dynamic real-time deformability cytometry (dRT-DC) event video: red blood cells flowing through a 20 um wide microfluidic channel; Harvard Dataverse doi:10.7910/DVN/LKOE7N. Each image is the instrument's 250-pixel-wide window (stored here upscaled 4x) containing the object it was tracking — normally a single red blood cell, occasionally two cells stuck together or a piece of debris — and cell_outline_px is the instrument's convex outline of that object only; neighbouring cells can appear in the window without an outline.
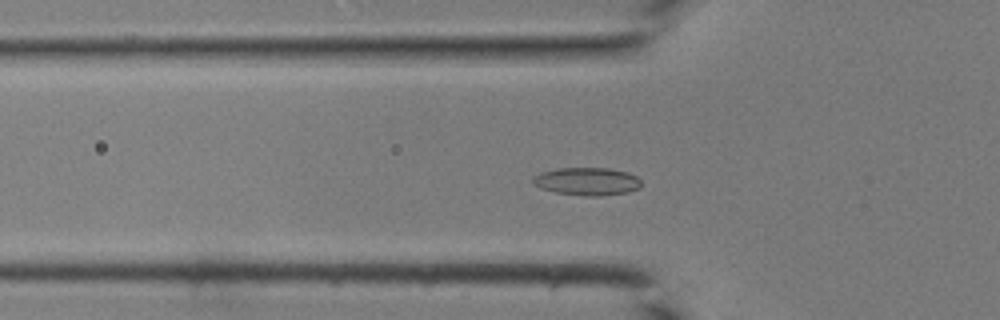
{"species": "common noctule bat (a hibernating species)", "species_latin": "Nyctalus noctula", "temperature_condition": "room temperature", "stored_images_in_passage": 40, "camera_frame_rate_fps": 3000, "um_per_image_px": 0.085, "animal": {"sex": "male", "body_mass_g": 19.0, "forearm_length_mm": 50.8}, "frame": {"image": 1, "passage_image": 12, "time_ms": 3.667, "image_size_px": [1000, 320], "cell_outline_px": [[640, 188], [628, 192], [600, 196], [584, 196], [556, 192], [540, 188], [532, 184], [532, 176], [540, 172], [556, 168], [608, 168], [628, 172], [636, 176], [640, 180]], "centroid_in_image_um": [49.86, 15.41], "position_along_channel_um": 75.9, "area_um2": 17.74}}
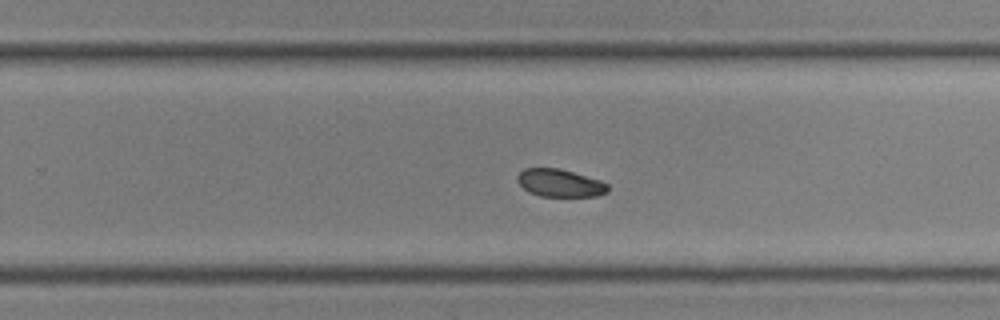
{"frame": {"image": 2, "passage_image": 25, "time_ms": 8.0, "image_size_px": [1000, 320], "cell_outline_px": [[608, 192], [596, 196], [540, 196], [528, 192], [516, 180], [516, 176], [524, 168], [560, 168], [600, 180], [608, 184]], "centroid_in_image_um": [47.58, 15.55], "position_along_channel_um": 282.2, "area_um2": 14.62}}
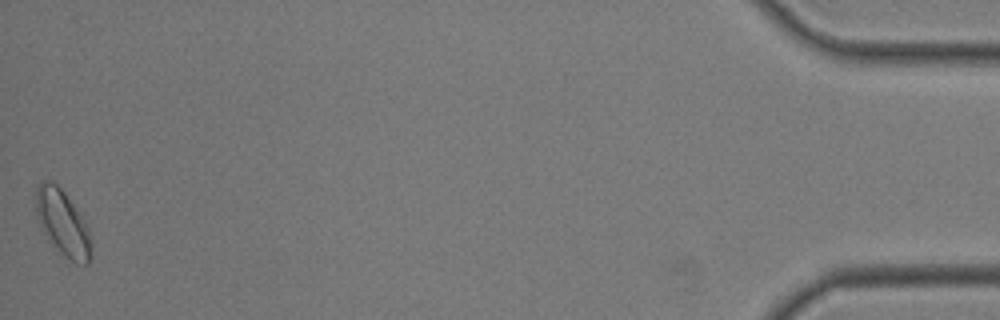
{"frame": {"image": 3, "passage_image": 40, "time_ms": 13.0, "image_size_px": [1000, 320], "cell_outline_px": [[88, 264], [76, 264], [68, 260], [48, 240], [40, 224], [36, 212], [36, 188], [44, 180], [56, 184], [64, 192], [88, 224]], "centroid_in_image_um": [5.3, 18.94], "position_along_channel_um": 429.9, "area_um2": 20.52}}